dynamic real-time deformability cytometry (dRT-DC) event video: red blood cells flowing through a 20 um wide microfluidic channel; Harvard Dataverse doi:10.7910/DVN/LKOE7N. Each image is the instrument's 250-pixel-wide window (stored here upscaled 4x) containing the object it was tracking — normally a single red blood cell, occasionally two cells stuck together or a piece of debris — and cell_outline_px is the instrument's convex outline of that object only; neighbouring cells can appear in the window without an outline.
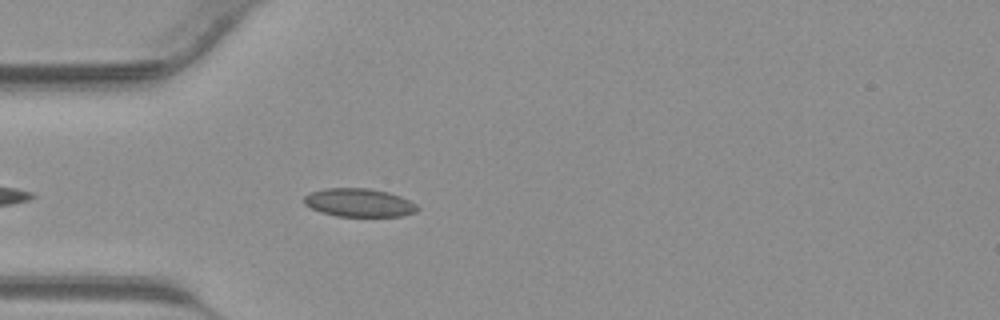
{"species": "common noctule bat (a hibernating species)", "species_latin": "Nyctalus noctula", "temperature_condition": "warm", "stored_images_in_passage": 14, "camera_frame_rate_fps": 3000, "um_per_image_px": 0.085, "animal": {"sex": "male", "body_mass_g": 23.1, "forearm_length_mm": 52.7}, "frame": {"image": 1, "passage_image": 5, "time_ms": 1.333, "image_size_px": [1000, 320], "cell_outline_px": [[420, 208], [416, 212], [400, 216], [336, 216], [320, 212], [304, 204], [304, 196], [308, 192], [324, 188], [368, 188], [388, 192], [400, 196], [416, 204]], "centroid_in_image_um": [30.49, 17.22], "position_along_channel_um": 54.5, "area_um2": 18.79}}
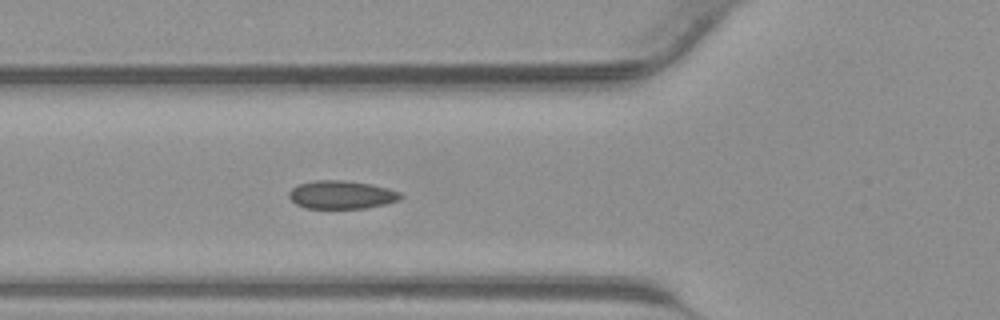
{"frame": {"image": 2, "passage_image": 8, "time_ms": 2.333, "image_size_px": [1000, 320], "cell_outline_px": [[404, 196], [400, 200], [384, 204], [364, 208], [308, 208], [296, 204], [288, 196], [288, 192], [296, 184], [316, 180], [344, 180], [372, 184], [388, 188], [400, 192]], "centroid_in_image_um": [29.03, 16.54], "position_along_channel_um": 96.8, "area_um2": 18.44}}
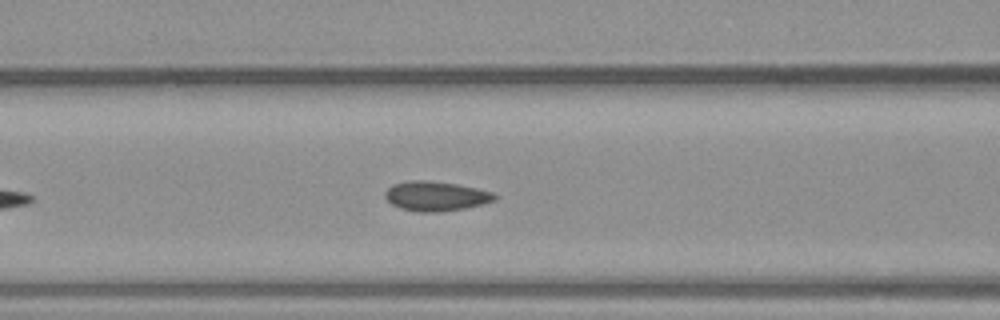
{"frame": {"image": 3, "passage_image": 10, "time_ms": 3.0, "image_size_px": [1000, 320], "cell_outline_px": [[496, 200], [464, 208], [440, 212], [420, 212], [400, 208], [392, 204], [384, 196], [384, 192], [392, 184], [412, 180], [424, 180], [456, 184], [496, 192]], "centroid_in_image_um": [37.04, 16.67], "position_along_channel_um": 129.6, "area_um2": 18.84}}